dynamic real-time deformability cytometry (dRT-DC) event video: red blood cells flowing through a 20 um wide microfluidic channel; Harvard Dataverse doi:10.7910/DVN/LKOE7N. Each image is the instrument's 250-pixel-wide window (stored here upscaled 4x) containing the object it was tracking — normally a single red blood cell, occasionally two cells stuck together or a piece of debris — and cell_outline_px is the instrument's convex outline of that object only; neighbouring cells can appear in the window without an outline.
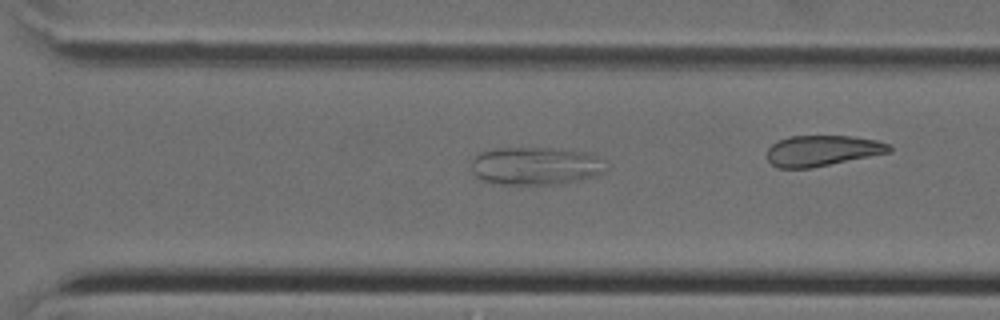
{"species": "Egyptian fruit bat (a non-hibernating species)", "species_latin": "Rousettus aegyptiacus", "temperature_condition": "cold", "stored_images_in_passage": 29, "camera_frame_rate_fps": 3000, "um_per_image_px": 0.085, "animal": {"sex": "female"}, "frame": {"image": 1, "passage_image": 25, "time_ms": 8.0, "image_size_px": [1000, 320], "cell_outline_px": [[604, 172], [596, 176], [580, 180], [560, 184], [500, 184], [480, 180], [472, 172], [472, 160], [480, 152], [496, 148], [552, 148], [588, 152], [604, 160]], "centroid_in_image_um": [45.53, 14.1], "position_along_channel_um": 325.1, "area_um2": 29.88}}
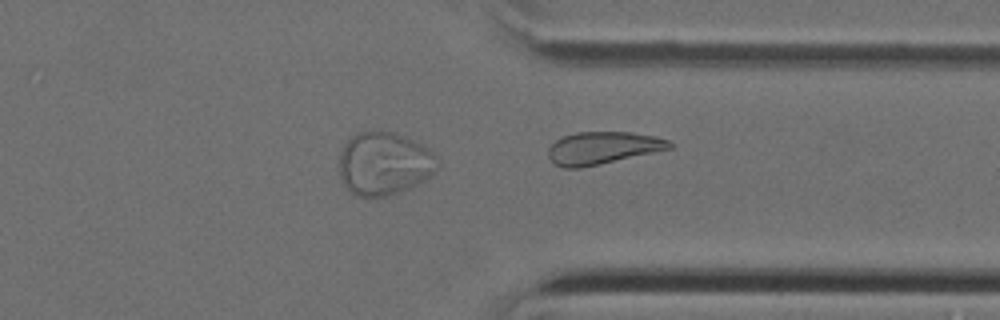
{"frame": {"image": 2, "passage_image": 29, "time_ms": 9.333, "image_size_px": [1000, 320], "cell_outline_px": [[672, 148], [600, 164], [580, 168], [564, 168], [552, 164], [548, 156], [548, 148], [556, 140], [564, 136], [576, 132], [628, 132], [652, 136], [668, 140], [672, 144]], "centroid_in_image_um": [51.17, 12.59], "position_along_channel_um": 360.2, "area_um2": 22.77}}